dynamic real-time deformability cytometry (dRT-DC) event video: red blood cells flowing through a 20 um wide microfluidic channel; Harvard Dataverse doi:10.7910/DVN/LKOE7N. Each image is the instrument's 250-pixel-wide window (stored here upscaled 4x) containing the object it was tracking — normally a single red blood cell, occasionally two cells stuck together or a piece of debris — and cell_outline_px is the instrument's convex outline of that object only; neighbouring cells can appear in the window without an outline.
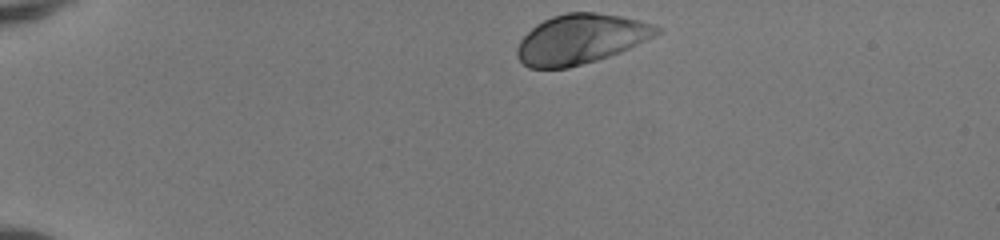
{"species": "human", "species_latin": "Homo sapiens", "temperature_condition": "room temperature", "stored_images_in_passage": 40, "camera_frame_rate_fps": 3000, "um_per_image_px": 0.085, "donor": {"sex": "female"}, "frame": {"image": 1, "passage_image": 1, "time_ms": 0.0, "image_size_px": [1000, 240], "cell_outline_px": [[664, 32], [620, 52], [596, 60], [568, 68], [528, 68], [516, 56], [516, 48], [520, 40], [536, 24], [552, 16], [568, 12], [596, 12], [620, 16], [640, 20], [652, 24], [660, 28]], "centroid_in_image_um": [49.36, 3.32], "position_along_channel_um": 35.6, "area_um2": 40.4}}
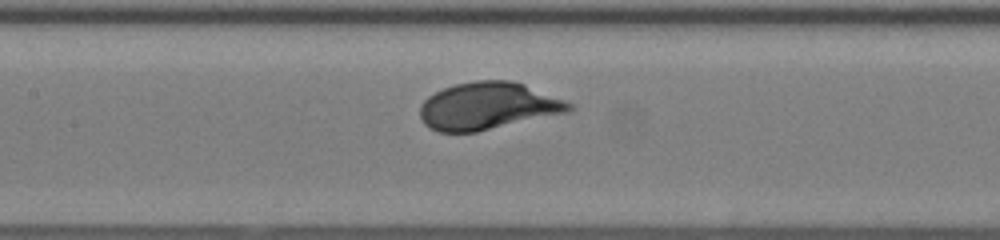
{"frame": {"image": 2, "passage_image": 16, "time_ms": 5.0, "image_size_px": [1000, 240], "cell_outline_px": [[572, 112], [476, 132], [440, 132], [428, 128], [424, 124], [420, 116], [420, 104], [428, 96], [444, 88], [456, 84], [476, 80], [512, 80], [524, 84], [564, 100], [572, 104]], "centroid_in_image_um": [41.48, 9.02], "position_along_channel_um": 165.9, "area_um2": 41.21}}
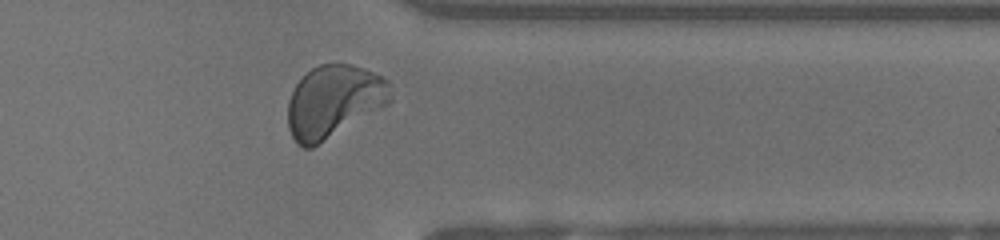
{"frame": {"image": 3, "passage_image": 32, "time_ms": 10.333, "image_size_px": [1000, 240], "cell_outline_px": [[392, 100], [388, 104], [312, 148], [304, 148], [296, 144], [288, 128], [288, 100], [296, 84], [312, 68], [320, 64], [352, 64], [364, 68], [388, 80], [392, 84]], "centroid_in_image_um": [28.38, 8.62], "position_along_channel_um": 383.0, "area_um2": 43.35}, "authors_computed_cell_mechanics": {"area_um2": 40.2577, "velocity_mm_per_s": 4.1013, "shape_relaxation_time_tau1_ms": 1.545, "shape_relaxation_time_tau2_ms": null, "deformation_change_tau1": 0.1293, "deformation_change_tau2": null}}